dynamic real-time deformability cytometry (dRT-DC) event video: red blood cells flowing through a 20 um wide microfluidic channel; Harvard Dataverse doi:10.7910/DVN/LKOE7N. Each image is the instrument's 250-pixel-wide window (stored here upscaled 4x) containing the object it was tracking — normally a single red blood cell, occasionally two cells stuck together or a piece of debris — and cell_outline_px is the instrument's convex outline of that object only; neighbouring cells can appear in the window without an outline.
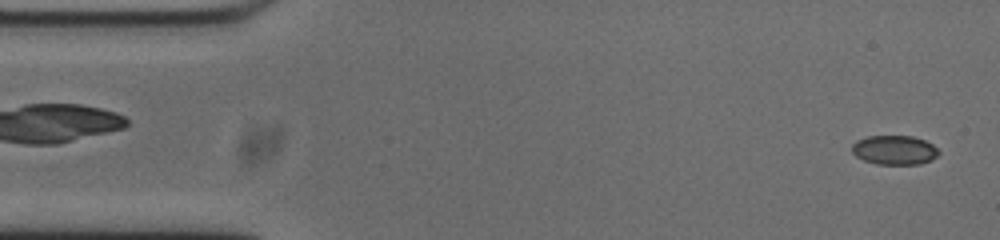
{"species": "common noctule bat (a hibernating species)", "species_latin": "Nyctalus noctula", "temperature_condition": "cold", "stored_images_in_passage": 9, "camera_frame_rate_fps": 3000, "um_per_image_px": 0.085, "animal": {"sex": "male", "body_mass_g": 20.0, "forearm_length_mm": 53.3}, "frame": {"image": 1, "passage_image": 1, "time_ms": 0.0, "image_size_px": [1000, 240], "cell_outline_px": [[940, 152], [932, 160], [920, 164], [876, 164], [864, 160], [856, 156], [852, 152], [852, 144], [856, 140], [868, 136], [912, 136], [924, 140], [932, 144]], "centroid_in_image_um": [76.02, 12.75], "position_along_channel_um": 9.0, "area_um2": 14.8}}